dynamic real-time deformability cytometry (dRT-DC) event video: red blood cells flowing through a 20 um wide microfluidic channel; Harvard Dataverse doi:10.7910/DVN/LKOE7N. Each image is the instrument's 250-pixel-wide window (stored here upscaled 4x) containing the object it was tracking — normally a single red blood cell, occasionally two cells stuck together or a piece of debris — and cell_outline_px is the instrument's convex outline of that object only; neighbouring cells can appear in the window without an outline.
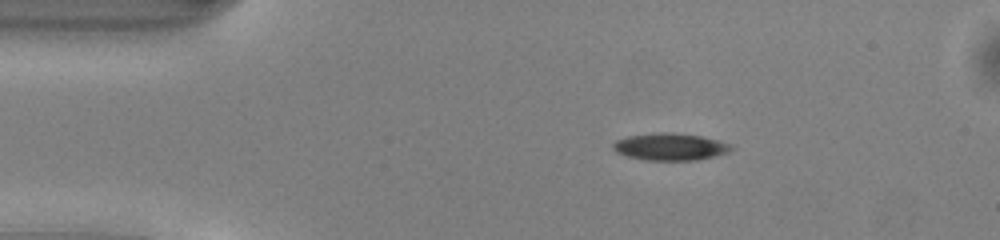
{"species": "common noctule bat (a hibernating species)", "species_latin": "Nyctalus noctula", "temperature_condition": "warm", "stored_images_in_passage": 37, "camera_frame_rate_fps": 3000, "um_per_image_px": 0.085, "animal": {"sex": "male", "body_mass_g": 13.0, "forearm_length_mm": 53.1}, "frame": {"image": 1, "passage_image": 1, "time_ms": 0.0, "image_size_px": [1000, 240], "cell_outline_px": [[732, 148], [728, 152], [696, 160], [644, 160], [628, 156], [616, 152], [612, 148], [612, 144], [616, 140], [628, 136], [660, 132], [672, 132], [700, 136], [732, 144]], "centroid_in_image_um": [56.93, 12.47], "position_along_channel_um": 28.1, "area_um2": 18.5}}
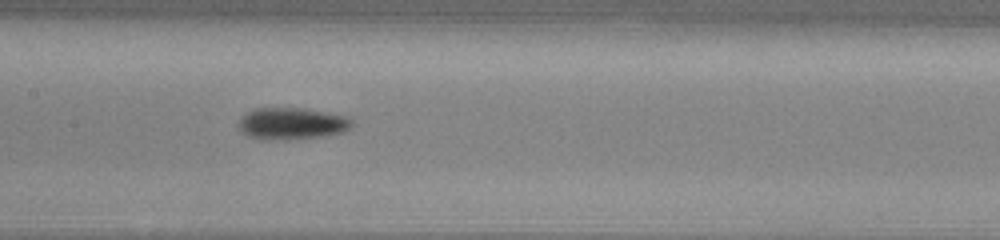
{"frame": {"image": 2, "passage_image": 16, "time_ms": 5.0, "image_size_px": [1000, 240], "cell_outline_px": [[352, 128], [344, 132], [328, 136], [288, 140], [260, 140], [248, 136], [236, 124], [240, 116], [252, 108], [304, 108], [348, 116], [352, 120]], "centroid_in_image_um": [24.8, 10.51], "position_along_channel_um": 182.6, "area_um2": 21.68}}
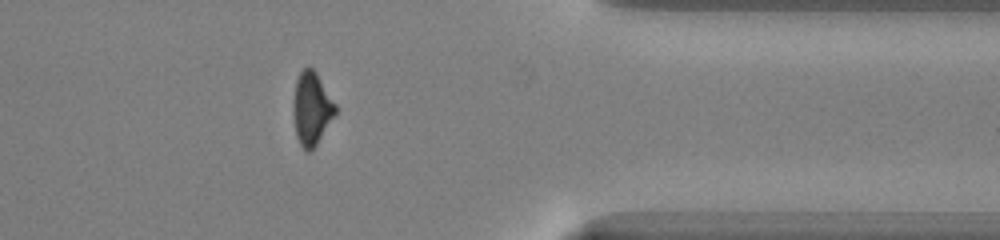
{"frame": {"image": 3, "passage_image": 32, "time_ms": 10.333, "image_size_px": [1000, 240], "cell_outline_px": [[336, 112], [316, 144], [308, 152], [300, 144], [296, 136], [292, 112], [292, 104], [296, 80], [300, 72], [304, 68], [312, 68], [316, 72], [336, 104]], "centroid_in_image_um": [26.46, 9.2], "position_along_channel_um": 384.9, "area_um2": 17.69}, "authors_computed_cell_mechanics": {"area_um2": 18.9584, "velocity_mm_per_s": 4.1478, "shape_relaxation_time_tau1_ms": 2.9186, "shape_relaxation_time_tau2_ms": 6.6971, "deformation_change_tau1": 0.135, "deformation_change_tau2": 0.1607}}